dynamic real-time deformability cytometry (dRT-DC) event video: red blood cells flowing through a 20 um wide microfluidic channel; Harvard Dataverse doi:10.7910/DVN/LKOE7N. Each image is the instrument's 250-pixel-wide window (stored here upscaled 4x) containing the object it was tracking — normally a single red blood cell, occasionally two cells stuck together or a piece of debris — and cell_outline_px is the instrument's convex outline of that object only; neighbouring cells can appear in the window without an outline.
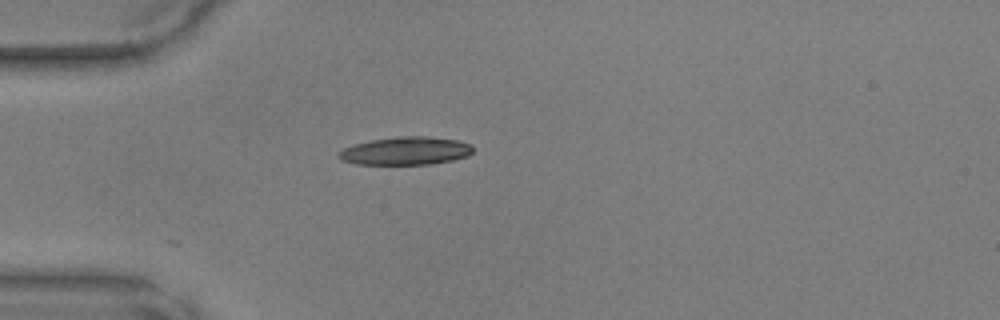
{"species": "common noctule bat (a hibernating species)", "species_latin": "Nyctalus noctula", "temperature_condition": "warm", "stored_images_in_passage": 20, "camera_frame_rate_fps": 3000, "um_per_image_px": 0.085, "animal": {"sex": "male", "body_mass_g": 17.9, "forearm_length_mm": 54.2}, "frame": {"image": 1, "passage_image": 1, "time_ms": 0.0, "image_size_px": [1000, 320], "cell_outline_px": [[472, 152], [468, 156], [452, 160], [432, 164], [356, 164], [340, 160], [336, 156], [344, 148], [356, 144], [372, 140], [396, 136], [428, 136], [456, 140], [472, 144]], "centroid_in_image_um": [34.49, 12.82], "position_along_channel_um": 50.5, "area_um2": 21.91}}
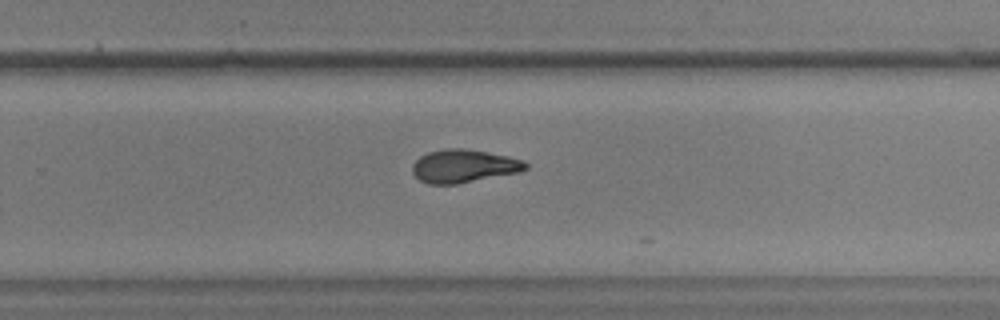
{"frame": {"image": 2, "passage_image": 19, "time_ms": 6.0, "image_size_px": [1000, 320], "cell_outline_px": [[528, 168], [520, 172], [456, 184], [428, 184], [420, 180], [412, 172], [412, 164], [420, 156], [428, 152], [448, 148], [464, 148], [488, 152], [508, 156], [524, 160], [528, 164]], "centroid_in_image_um": [39.43, 14.11], "position_along_channel_um": 290.4, "area_um2": 21.91}}